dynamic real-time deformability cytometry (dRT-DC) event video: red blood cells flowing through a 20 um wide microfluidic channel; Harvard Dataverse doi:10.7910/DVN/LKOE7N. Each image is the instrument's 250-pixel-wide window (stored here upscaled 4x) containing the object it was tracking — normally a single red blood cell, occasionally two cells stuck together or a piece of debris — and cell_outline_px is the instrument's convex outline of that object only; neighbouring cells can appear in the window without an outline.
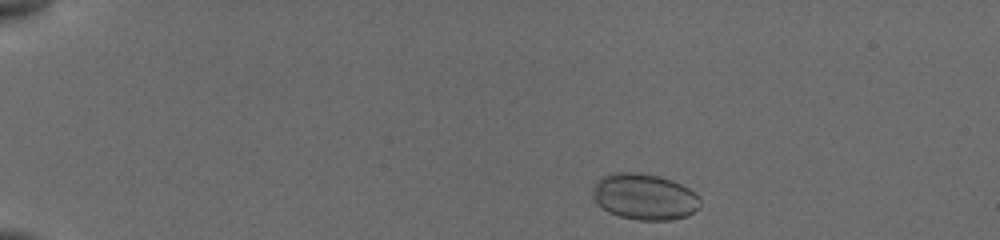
{"species": "common noctule bat (a hibernating species)", "species_latin": "Nyctalus noctula", "temperature_condition": "cold", "stored_images_in_passage": 14, "camera_frame_rate_fps": 3000, "um_per_image_px": 0.085, "animal": {"sex": "female", "body_mass_g": 19.5, "forearm_length_mm": 54.1}, "frame": {"image": 1, "passage_image": 1, "time_ms": 0.0, "image_size_px": [1000, 240], "cell_outline_px": [[700, 204], [688, 216], [672, 220], [640, 220], [620, 216], [608, 212], [596, 204], [592, 196], [592, 192], [596, 180], [600, 176], [616, 172], [640, 172], [660, 176], [672, 180], [696, 192], [700, 196]], "centroid_in_image_um": [54.75, 16.71], "position_along_channel_um": 30.3, "area_um2": 29.25}}